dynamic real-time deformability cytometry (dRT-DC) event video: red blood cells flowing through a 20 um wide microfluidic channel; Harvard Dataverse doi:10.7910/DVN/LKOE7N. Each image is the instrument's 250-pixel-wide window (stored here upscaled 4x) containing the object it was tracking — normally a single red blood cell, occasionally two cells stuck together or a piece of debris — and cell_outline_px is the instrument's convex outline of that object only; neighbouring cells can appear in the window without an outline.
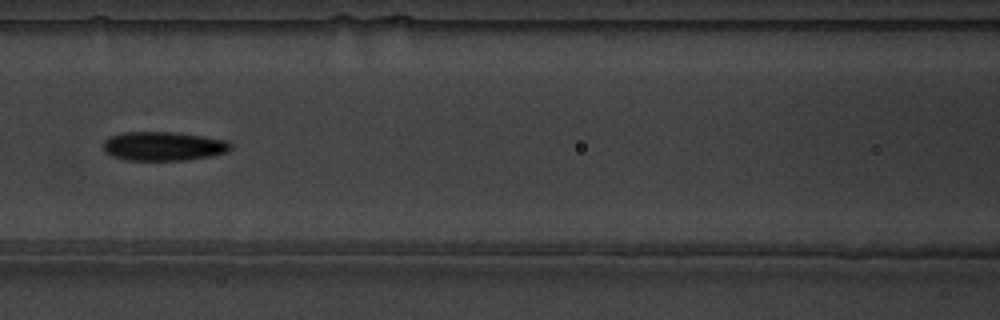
{"species": "common noctule bat (a hibernating species)", "species_latin": "Nyctalus noctula", "temperature_condition": "warm", "stored_images_in_passage": 8, "camera_frame_rate_fps": 3000, "um_per_image_px": 0.085, "animal": {"sex": "male", "body_mass_g": 19.5, "forearm_length_mm": 54.6}, "frame": {"image": 1, "passage_image": 6, "time_ms": 1.667, "image_size_px": [1000, 320], "cell_outline_px": [[232, 148], [228, 152], [212, 156], [184, 160], [128, 160], [112, 156], [104, 152], [104, 140], [108, 136], [124, 132], [180, 132], [228, 140], [232, 144]], "centroid_in_image_um": [13.92, 12.41], "position_along_channel_um": 152.7, "area_um2": 21.85}}
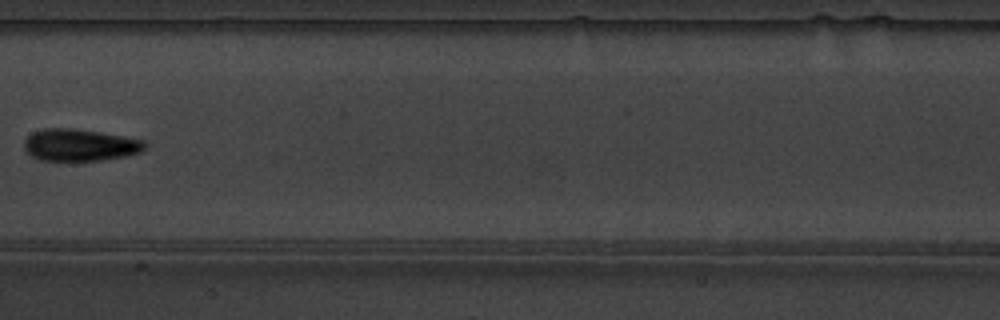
{"frame": {"image": 2, "passage_image": 7, "time_ms": 2.0, "image_size_px": [1000, 320], "cell_outline_px": [[148, 144], [140, 152], [128, 156], [100, 160], [40, 160], [32, 156], [24, 148], [24, 140], [32, 132], [44, 128], [72, 128], [100, 132], [144, 140]], "centroid_in_image_um": [6.79, 12.32], "position_along_channel_um": 200.6, "area_um2": 22.48}}
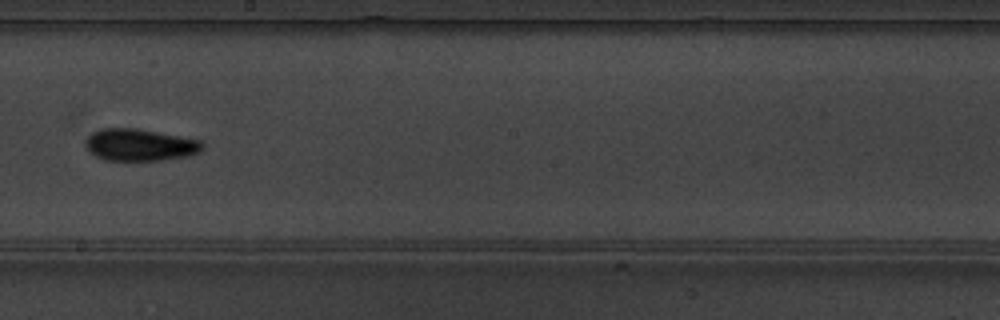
{"frame": {"image": 3, "passage_image": 8, "time_ms": 2.333, "image_size_px": [1000, 320], "cell_outline_px": [[204, 148], [200, 152], [188, 156], [160, 160], [104, 160], [96, 156], [84, 144], [84, 140], [92, 132], [100, 128], [136, 128], [200, 140], [204, 144]], "centroid_in_image_um": [11.88, 12.31], "position_along_channel_um": 236.3, "area_um2": 21.79}}